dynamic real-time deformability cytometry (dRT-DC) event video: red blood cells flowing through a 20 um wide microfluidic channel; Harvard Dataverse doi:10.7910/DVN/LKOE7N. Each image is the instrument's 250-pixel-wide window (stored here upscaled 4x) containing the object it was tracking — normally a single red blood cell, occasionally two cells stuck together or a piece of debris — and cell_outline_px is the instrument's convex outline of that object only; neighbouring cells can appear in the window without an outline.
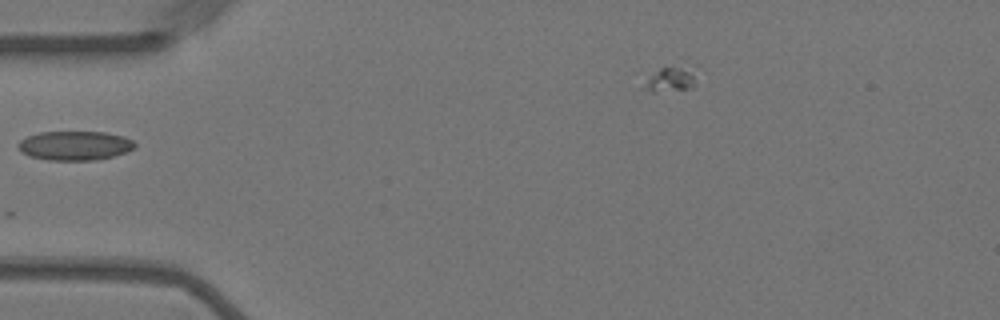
{"species": "Egyptian fruit bat (a non-hibernating species)", "species_latin": "Rousettus aegyptiacus", "temperature_condition": "warm", "stored_images_in_passage": 14, "camera_frame_rate_fps": 3000, "um_per_image_px": 0.085, "animal": {"sex": "female"}, "frame": {"image": 1, "passage_image": 1, "time_ms": 0.0, "image_size_px": [1000, 320], "cell_outline_px": [[136, 148], [112, 156], [96, 160], [48, 160], [28, 156], [16, 144], [20, 140], [28, 136], [40, 132], [104, 132], [124, 136], [132, 140], [136, 144]], "centroid_in_image_um": [6.37, 12.37], "position_along_channel_um": 78.6, "area_um2": 19.77}}
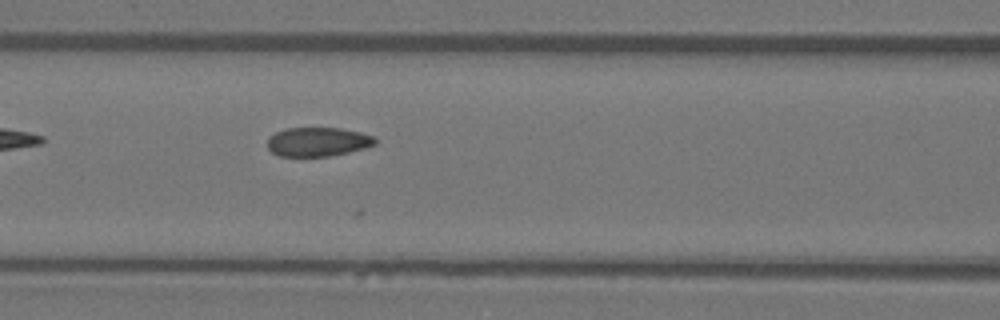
{"frame": {"image": 2, "passage_image": 6, "time_ms": 1.667, "image_size_px": [1000, 320], "cell_outline_px": [[376, 144], [364, 148], [332, 156], [280, 156], [272, 152], [268, 148], [268, 136], [284, 128], [340, 128], [360, 132], [376, 136]], "centroid_in_image_um": [27.02, 12.05], "position_along_channel_um": 139.6, "area_um2": 18.32}}
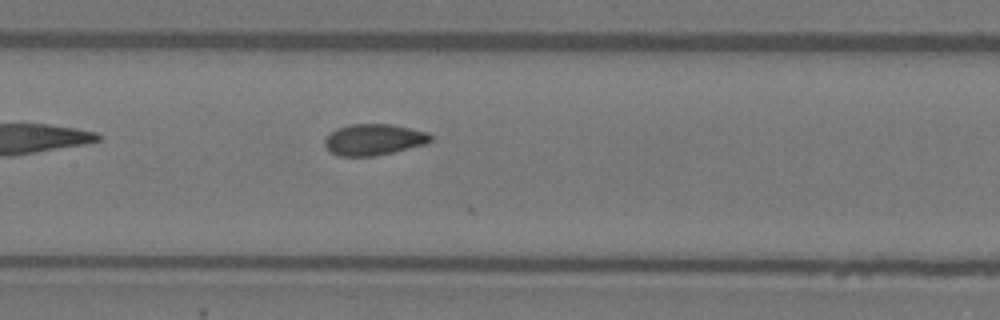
{"frame": {"image": 3, "passage_image": 9, "time_ms": 2.667, "image_size_px": [1000, 320], "cell_outline_px": [[432, 140], [424, 144], [392, 152], [372, 156], [340, 156], [332, 152], [324, 144], [324, 140], [332, 132], [348, 124], [392, 124], [428, 132], [432, 136]], "centroid_in_image_um": [31.79, 11.85], "position_along_channel_um": 175.6, "area_um2": 18.96}}